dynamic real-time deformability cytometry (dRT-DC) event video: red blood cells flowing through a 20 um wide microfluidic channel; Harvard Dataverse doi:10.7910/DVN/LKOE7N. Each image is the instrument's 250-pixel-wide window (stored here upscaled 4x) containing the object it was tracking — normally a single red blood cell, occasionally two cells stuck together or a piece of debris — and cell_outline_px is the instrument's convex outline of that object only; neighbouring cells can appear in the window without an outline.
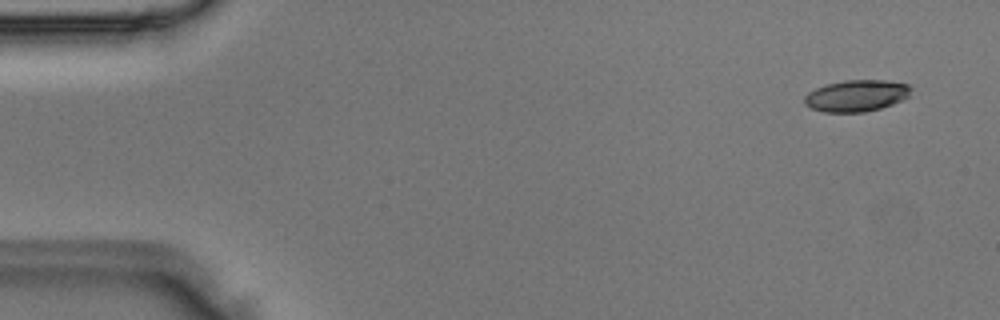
{"species": "Egyptian fruit bat (a non-hibernating species)", "species_latin": "Rousettus aegyptiacus", "temperature_condition": "room temperature", "stored_images_in_passage": 4, "camera_frame_rate_fps": 3000, "um_per_image_px": 0.085, "animal": {"sex": "male"}, "frame": {"image": 1, "passage_image": 1, "time_ms": 0.0, "image_size_px": [1000, 320], "cell_outline_px": [[912, 88], [908, 96], [892, 104], [880, 108], [864, 112], [824, 112], [812, 108], [804, 104], [804, 96], [808, 92], [816, 88], [828, 84], [844, 80], [884, 80], [908, 84]], "centroid_in_image_um": [72.78, 8.13], "position_along_channel_um": 12.2, "area_um2": 19.48}}